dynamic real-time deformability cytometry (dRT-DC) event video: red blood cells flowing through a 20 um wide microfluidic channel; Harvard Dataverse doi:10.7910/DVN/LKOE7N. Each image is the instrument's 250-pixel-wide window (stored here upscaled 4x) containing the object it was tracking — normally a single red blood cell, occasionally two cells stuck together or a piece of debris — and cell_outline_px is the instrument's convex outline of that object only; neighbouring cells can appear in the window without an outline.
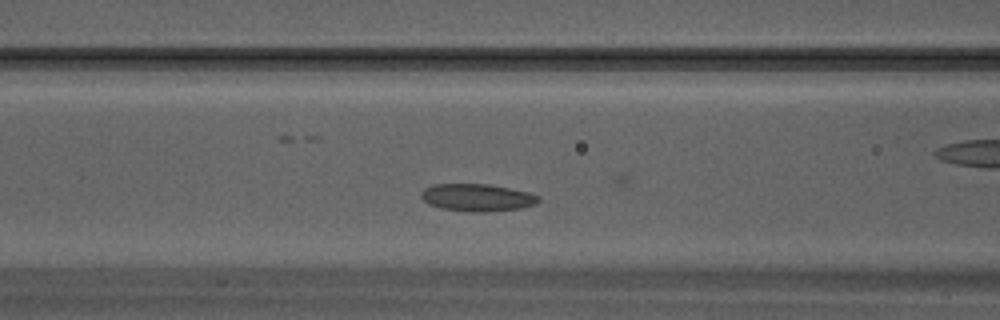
{"species": "Egyptian fruit bat (a non-hibernating species)", "species_latin": "Rousettus aegyptiacus", "temperature_condition": "warm", "stored_images_in_passage": 28, "camera_frame_rate_fps": 3000, "um_per_image_px": 0.085, "animal": {"sex": "male"}, "frame": {"image": 1, "passage_image": 8, "time_ms": 2.333, "image_size_px": [1000, 320], "cell_outline_px": [[540, 200], [536, 204], [520, 208], [488, 212], [472, 212], [440, 208], [428, 204], [420, 196], [420, 192], [424, 188], [432, 184], [488, 184], [528, 192], [540, 196]], "centroid_in_image_um": [40.54, 16.79], "position_along_channel_um": 126.1, "area_um2": 18.84}}